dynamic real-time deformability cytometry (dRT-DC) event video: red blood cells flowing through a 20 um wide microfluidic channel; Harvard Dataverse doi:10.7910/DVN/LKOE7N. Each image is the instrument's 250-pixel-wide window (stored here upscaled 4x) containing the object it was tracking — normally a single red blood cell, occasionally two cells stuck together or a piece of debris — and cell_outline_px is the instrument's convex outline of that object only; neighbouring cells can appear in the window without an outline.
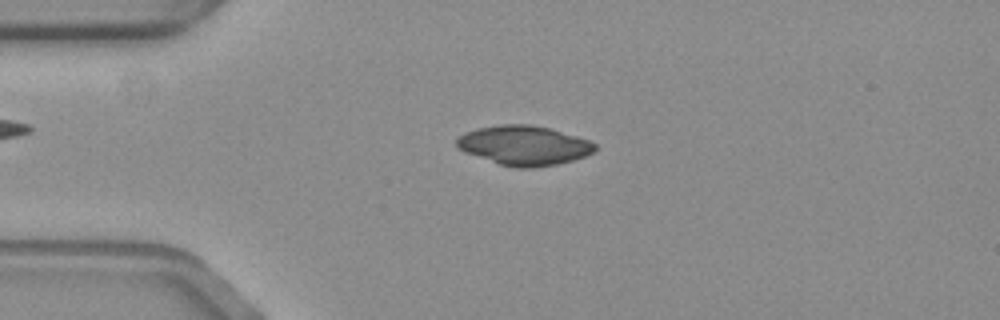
{"species": "common noctule bat (a hibernating species)", "species_latin": "Nyctalus noctula", "temperature_condition": "warm", "stored_images_in_passage": 50, "camera_frame_rate_fps": 3000, "um_per_image_px": 0.085, "animal": {"sex": "female", "body_mass_g": 19.3, "forearm_length_mm": 54.1}, "frame": {"image": 1, "passage_image": 7, "time_ms": 2.0, "image_size_px": [1000, 320], "cell_outline_px": [[596, 148], [592, 152], [584, 156], [572, 160], [556, 164], [532, 168], [516, 168], [500, 164], [464, 152], [456, 144], [456, 140], [460, 136], [468, 132], [480, 128], [500, 124], [528, 124], [552, 128], [588, 140], [596, 144]], "centroid_in_image_um": [44.56, 12.36], "position_along_channel_um": 40.4, "area_um2": 31.5}}
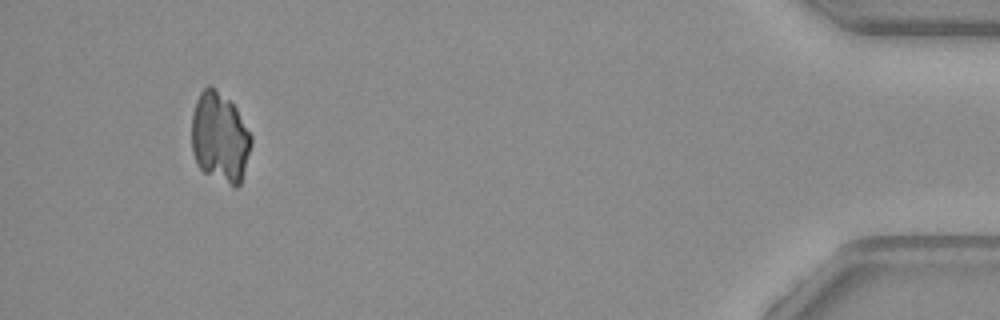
{"frame": {"image": 2, "passage_image": 47, "time_ms": 15.333, "image_size_px": [1000, 320], "cell_outline_px": [[252, 144], [240, 184], [236, 188], [204, 172], [196, 164], [192, 152], [192, 116], [196, 100], [200, 92], [208, 84], [228, 100], [236, 108], [252, 136]], "centroid_in_image_um": [18.68, 11.7], "position_along_channel_um": 416.5, "area_um2": 31.1}}